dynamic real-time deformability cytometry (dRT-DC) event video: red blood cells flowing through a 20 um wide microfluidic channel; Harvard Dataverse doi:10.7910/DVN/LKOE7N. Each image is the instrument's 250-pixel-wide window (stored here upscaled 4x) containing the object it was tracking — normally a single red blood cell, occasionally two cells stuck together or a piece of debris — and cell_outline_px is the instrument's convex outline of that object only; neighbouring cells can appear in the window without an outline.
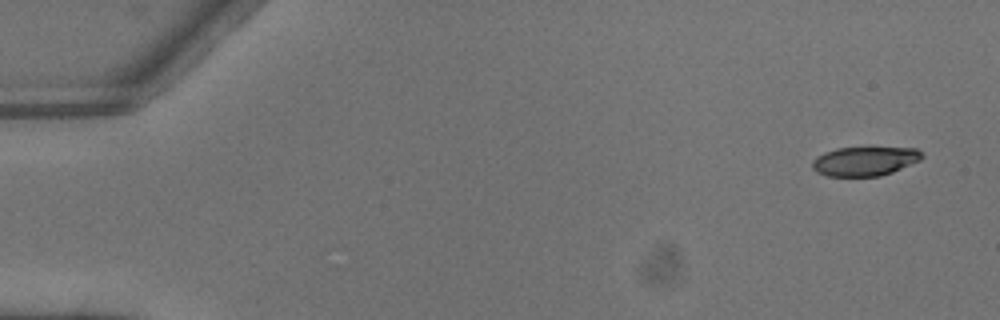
{"species": "common noctule bat (a hibernating species)", "species_latin": "Nyctalus noctula", "temperature_condition": "warm", "stored_images_in_passage": 5, "camera_frame_rate_fps": 3000, "um_per_image_px": 0.085, "animal": {"sex": "male", "body_mass_g": 13.3}, "frame": {"image": 1, "passage_image": 1, "time_ms": 0.0, "image_size_px": [1000, 320], "cell_outline_px": [[924, 156], [920, 160], [892, 172], [880, 176], [828, 176], [816, 172], [812, 168], [812, 160], [816, 156], [824, 152], [836, 148], [868, 144], [916, 148]], "centroid_in_image_um": [73.51, 13.63], "position_along_channel_um": 11.5, "area_um2": 19.71}}
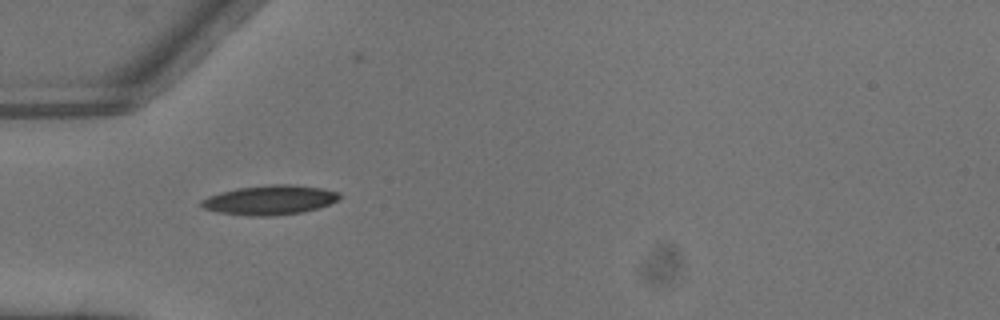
{"frame": {"image": 2, "passage_image": 4, "time_ms": 1.0, "image_size_px": [1000, 320], "cell_outline_px": [[340, 196], [336, 200], [328, 204], [304, 212], [272, 216], [248, 216], [216, 212], [204, 208], [200, 204], [200, 200], [208, 196], [220, 192], [236, 188], [272, 184], [292, 184], [320, 188], [340, 192]], "centroid_in_image_um": [22.89, 17.0], "position_along_channel_um": 62.1, "area_um2": 23.76}}
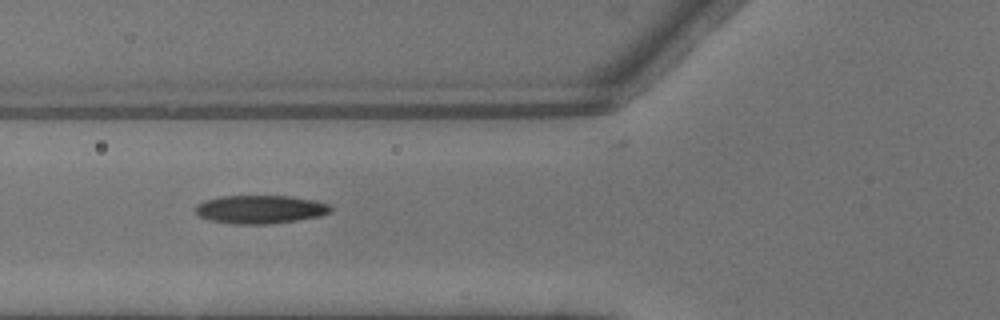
{"frame": {"image": 3, "passage_image": 5, "time_ms": 1.333, "image_size_px": [1000, 320], "cell_outline_px": [[332, 212], [320, 216], [296, 220], [268, 224], [232, 224], [208, 220], [200, 216], [196, 212], [196, 208], [204, 200], [220, 196], [292, 196], [312, 200], [328, 204], [332, 208]], "centroid_in_image_um": [22.13, 17.8], "position_along_channel_um": 103.7, "area_um2": 22.25}}